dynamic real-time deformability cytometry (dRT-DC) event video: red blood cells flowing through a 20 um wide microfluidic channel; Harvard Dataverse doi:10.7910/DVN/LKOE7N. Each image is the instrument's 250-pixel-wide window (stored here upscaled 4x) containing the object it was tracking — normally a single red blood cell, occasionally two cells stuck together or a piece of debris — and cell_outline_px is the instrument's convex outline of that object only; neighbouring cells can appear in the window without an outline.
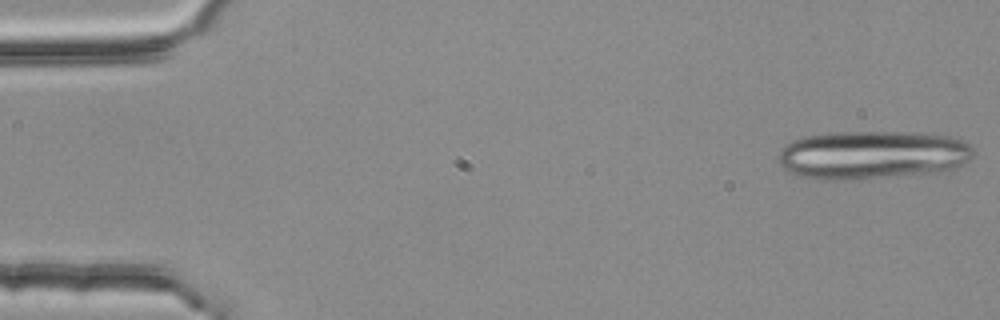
{"species": "common noctule bat (a hibernating species)", "species_latin": "Nyctalus noctula", "temperature_condition": "room temperature", "stored_images_in_passage": 5, "camera_frame_rate_fps": 3000, "um_per_image_px": 0.085, "animal": {"sex": "female", "body_mass_g": 25.1}, "frame": {"image": 1, "passage_image": 1, "time_ms": 0.0, "image_size_px": [1000, 320], "cell_outline_px": [[972, 156], [968, 160], [956, 168], [944, 172], [868, 180], [824, 180], [796, 176], [788, 172], [780, 164], [780, 152], [792, 140], [804, 136], [832, 132], [896, 132], [948, 136], [964, 140], [972, 148]], "centroid_in_image_um": [74.15, 13.2], "position_along_channel_um": 10.8, "area_um2": 55.78}}